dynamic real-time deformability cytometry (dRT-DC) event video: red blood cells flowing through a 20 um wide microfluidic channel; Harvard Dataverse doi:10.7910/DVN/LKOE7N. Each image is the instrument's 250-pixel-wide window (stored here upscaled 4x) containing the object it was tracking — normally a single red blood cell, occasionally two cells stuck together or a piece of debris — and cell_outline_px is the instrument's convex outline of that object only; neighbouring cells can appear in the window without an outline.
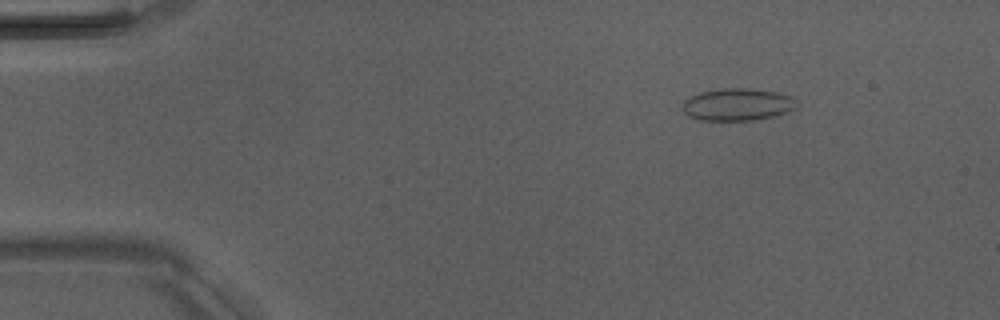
{"species": "Egyptian fruit bat (a non-hibernating species)", "species_latin": "Rousettus aegyptiacus", "temperature_condition": "room temperature", "stored_images_in_passage": 4, "camera_frame_rate_fps": 3000, "um_per_image_px": 0.085, "animal": {"sex": "male"}, "frame": {"image": 1, "passage_image": 1, "time_ms": 0.0, "image_size_px": [1000, 320], "cell_outline_px": [[800, 100], [796, 108], [772, 116], [752, 120], [700, 120], [688, 116], [684, 112], [684, 100], [700, 92], [724, 88], [748, 88], [776, 92], [792, 96]], "centroid_in_image_um": [62.72, 8.87], "position_along_channel_um": 22.3, "area_um2": 21.39}}